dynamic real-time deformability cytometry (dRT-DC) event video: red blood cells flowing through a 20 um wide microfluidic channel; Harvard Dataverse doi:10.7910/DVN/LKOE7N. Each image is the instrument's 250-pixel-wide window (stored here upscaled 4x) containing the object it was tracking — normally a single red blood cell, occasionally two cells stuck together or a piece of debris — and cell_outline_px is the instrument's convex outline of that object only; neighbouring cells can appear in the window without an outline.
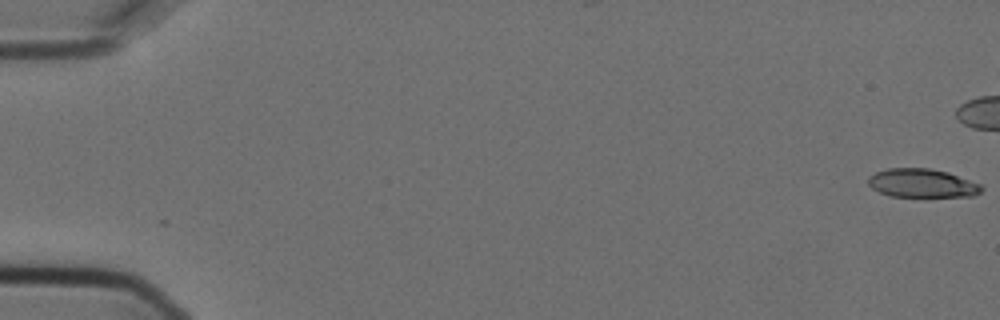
{"species": "Egyptian fruit bat (a non-hibernating species)", "species_latin": "Rousettus aegyptiacus", "temperature_condition": "cold", "stored_images_in_passage": 5, "camera_frame_rate_fps": 3000, "um_per_image_px": 0.085, "animal": {"sex": "female"}, "frame": {"image": 1, "passage_image": 1, "time_ms": 0.0, "image_size_px": [1000, 320], "cell_outline_px": [[984, 188], [980, 192], [972, 196], [888, 196], [872, 188], [868, 184], [868, 176], [876, 172], [888, 168], [928, 168], [948, 172], [980, 184]], "centroid_in_image_um": [78.35, 15.56], "position_along_channel_um": 6.6, "area_um2": 18.79}}